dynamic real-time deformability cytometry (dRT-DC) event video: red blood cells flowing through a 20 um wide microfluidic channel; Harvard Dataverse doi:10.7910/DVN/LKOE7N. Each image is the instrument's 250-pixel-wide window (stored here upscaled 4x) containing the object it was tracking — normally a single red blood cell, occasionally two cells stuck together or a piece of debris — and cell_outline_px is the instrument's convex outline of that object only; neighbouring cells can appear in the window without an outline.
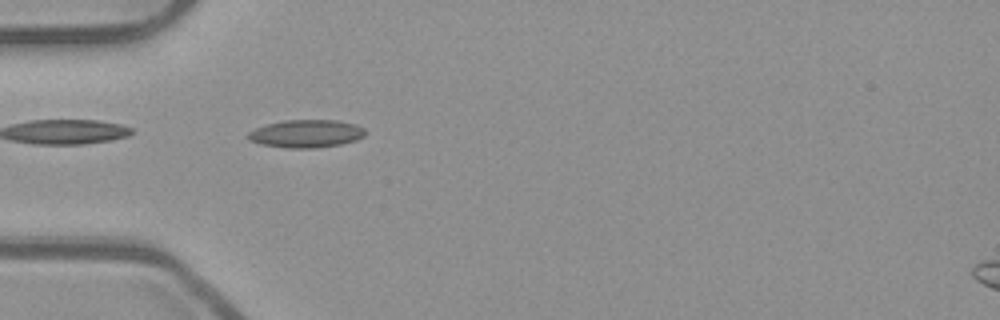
{"species": "common noctule bat (a hibernating species)", "species_latin": "Nyctalus noctula", "temperature_condition": "room temperature", "stored_images_in_passage": 39, "camera_frame_rate_fps": 3000, "um_per_image_px": 0.085, "animal": {"sex": "male", "body_mass_g": 23.1, "forearm_length_mm": 52.7}, "frame": {"image": 1, "passage_image": 2, "time_ms": 0.333, "image_size_px": [1000, 320], "cell_outline_px": [[364, 136], [356, 140], [340, 144], [316, 148], [284, 148], [260, 144], [248, 140], [248, 132], [256, 128], [268, 124], [284, 120], [336, 120], [352, 124], [364, 128]], "centroid_in_image_um": [25.99, 11.37], "position_along_channel_um": 59.0, "area_um2": 18.9}}
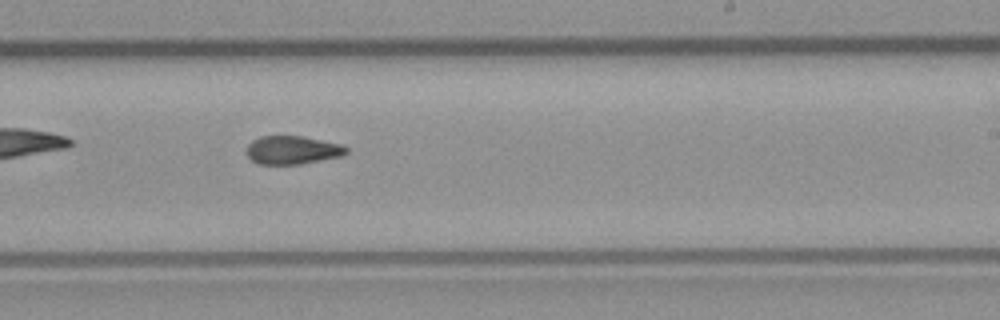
{"frame": {"image": 2, "passage_image": 18, "time_ms": 5.667, "image_size_px": [1000, 320], "cell_outline_px": [[348, 152], [340, 156], [300, 164], [260, 164], [252, 160], [248, 156], [248, 144], [252, 140], [260, 136], [300, 136], [340, 144], [348, 148]], "centroid_in_image_um": [24.84, 12.75], "position_along_channel_um": 264.2, "area_um2": 16.18}}
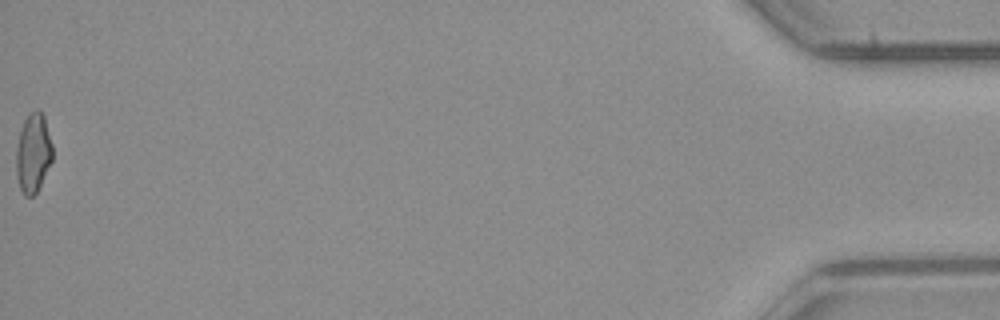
{"frame": {"image": 3, "passage_image": 39, "time_ms": 12.667, "image_size_px": [1000, 320], "cell_outline_px": [[52, 160], [36, 192], [32, 196], [24, 196], [20, 188], [16, 176], [16, 148], [20, 132], [24, 120], [28, 112], [36, 108], [40, 108], [44, 116], [52, 144]], "centroid_in_image_um": [2.81, 12.95], "position_along_channel_um": 432.4, "area_um2": 16.82}, "authors_computed_cell_mechanics": {"area_um2": 16.8198, "velocity_mm_per_s": 3.9069, "shape_relaxation_time_tau1_ms": null, "shape_relaxation_time_tau2_ms": 5.1498, "deformation_change_tau1": null, "deformation_change_tau2": 0.127}}